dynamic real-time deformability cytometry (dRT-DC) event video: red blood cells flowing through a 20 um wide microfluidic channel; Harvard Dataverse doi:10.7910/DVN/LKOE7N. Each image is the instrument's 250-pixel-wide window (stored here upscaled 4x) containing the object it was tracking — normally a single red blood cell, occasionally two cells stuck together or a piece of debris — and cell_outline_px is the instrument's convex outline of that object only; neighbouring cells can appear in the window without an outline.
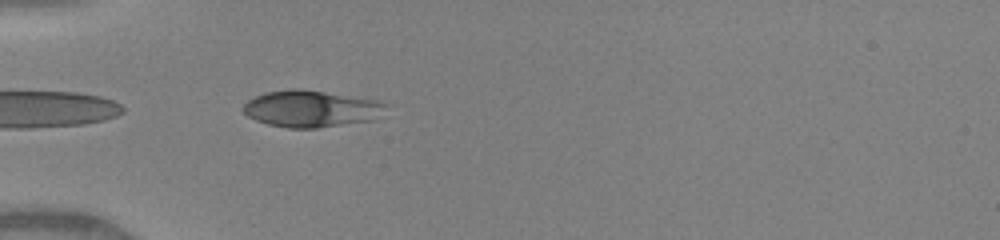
{"species": "human", "species_latin": "Homo sapiens", "temperature_condition": "warm", "stored_images_in_passage": 5, "camera_frame_rate_fps": 3000, "um_per_image_px": 0.085, "donor": {"sex": "female"}, "frame": {"image": 1, "passage_image": 1, "time_ms": 0.0, "image_size_px": [1000, 240], "cell_outline_px": [[392, 104], [372, 120], [316, 128], [288, 128], [268, 124], [256, 120], [248, 116], [240, 108], [248, 100], [264, 92], [292, 88], [300, 88], [364, 96], [380, 100]], "centroid_in_image_um": [26.5, 9.21], "position_along_channel_um": 58.5, "area_um2": 31.21}}